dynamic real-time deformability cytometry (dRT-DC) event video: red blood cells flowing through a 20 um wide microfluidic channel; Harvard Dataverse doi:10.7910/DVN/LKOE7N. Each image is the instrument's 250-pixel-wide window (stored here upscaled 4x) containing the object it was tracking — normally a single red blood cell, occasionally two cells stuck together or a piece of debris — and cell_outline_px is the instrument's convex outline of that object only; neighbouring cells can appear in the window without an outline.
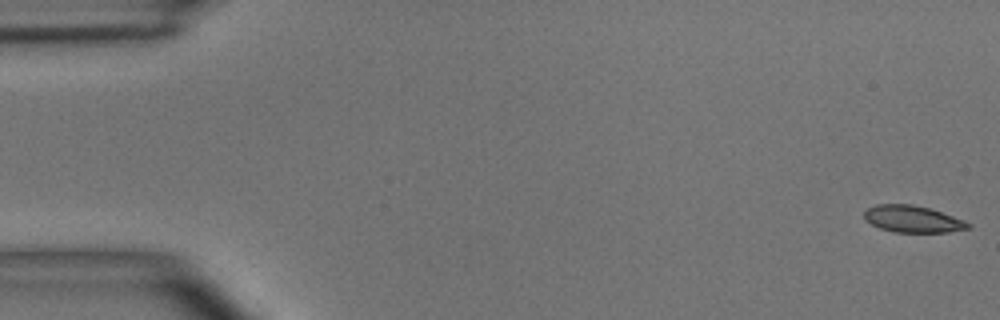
{"species": "common noctule bat (a hibernating species)", "species_latin": "Nyctalus noctula", "temperature_condition": "room temperature", "stored_images_in_passage": 5, "camera_frame_rate_fps": 3000, "um_per_image_px": 0.085, "animal": {"sex": "male", "body_mass_g": 15.6}, "frame": {"image": 1, "passage_image": 1, "time_ms": 0.0, "image_size_px": [1000, 320], "cell_outline_px": [[972, 228], [948, 232], [892, 232], [880, 228], [864, 220], [864, 212], [868, 208], [876, 204], [912, 204], [928, 208], [964, 220], [972, 224]], "centroid_in_image_um": [77.57, 18.62], "position_along_channel_um": 7.4, "area_um2": 16.24}}
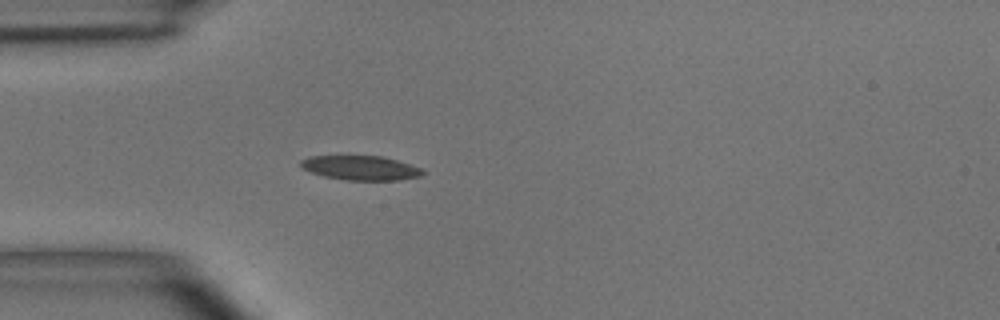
{"frame": {"image": 2, "passage_image": 5, "time_ms": 4.667, "image_size_px": [1000, 320], "cell_outline_px": [[428, 172], [420, 176], [396, 180], [344, 180], [324, 176], [300, 168], [300, 160], [308, 156], [348, 152], [384, 156], [420, 168]], "centroid_in_image_um": [30.56, 14.2], "position_along_channel_um": 54.4, "area_um2": 18.44}}